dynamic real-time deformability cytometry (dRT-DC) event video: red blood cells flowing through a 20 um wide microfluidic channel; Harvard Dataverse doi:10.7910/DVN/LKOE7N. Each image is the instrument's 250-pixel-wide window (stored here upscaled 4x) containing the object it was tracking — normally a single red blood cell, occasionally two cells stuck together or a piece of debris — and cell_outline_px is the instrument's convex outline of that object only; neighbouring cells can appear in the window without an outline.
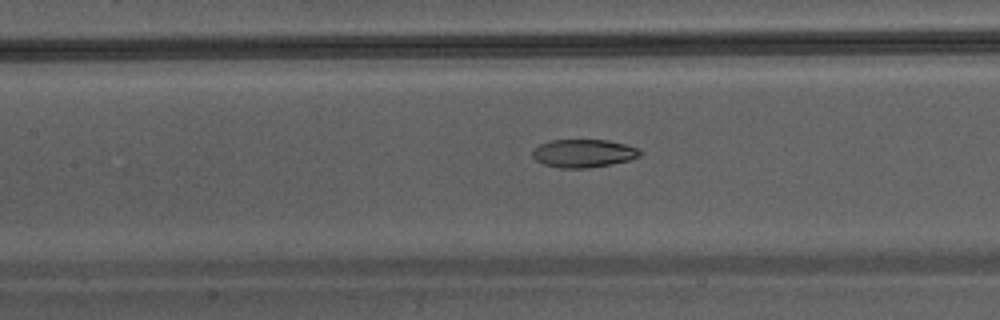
{"species": "Egyptian fruit bat (a non-hibernating species)", "species_latin": "Rousettus aegyptiacus", "temperature_condition": "warm", "stored_images_in_passage": 36, "camera_frame_rate_fps": 3000, "um_per_image_px": 0.085, "animal": {"sex": "male"}, "frame": {"image": 1, "passage_image": 16, "time_ms": 5.0, "image_size_px": [1000, 320], "cell_outline_px": [[644, 152], [640, 156], [628, 160], [588, 168], [560, 168], [544, 164], [536, 160], [532, 156], [532, 152], [540, 144], [548, 140], [608, 140], [640, 148]], "centroid_in_image_um": [49.61, 13.02], "position_along_channel_um": 157.8, "area_um2": 17.57}}
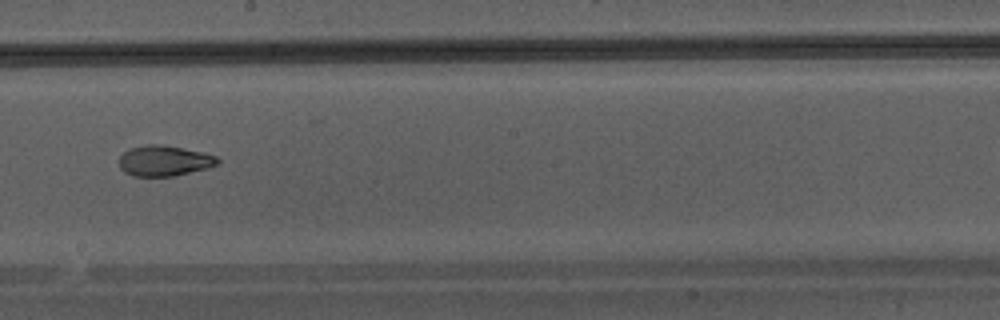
{"frame": {"image": 2, "passage_image": 21, "time_ms": 6.667, "image_size_px": [1000, 320], "cell_outline_px": [[220, 164], [208, 168], [172, 176], [132, 176], [124, 172], [120, 168], [120, 156], [128, 148], [148, 144], [160, 144], [204, 152], [216, 156], [220, 160]], "centroid_in_image_um": [13.97, 13.66], "position_along_channel_um": 234.2, "area_um2": 17.63}}